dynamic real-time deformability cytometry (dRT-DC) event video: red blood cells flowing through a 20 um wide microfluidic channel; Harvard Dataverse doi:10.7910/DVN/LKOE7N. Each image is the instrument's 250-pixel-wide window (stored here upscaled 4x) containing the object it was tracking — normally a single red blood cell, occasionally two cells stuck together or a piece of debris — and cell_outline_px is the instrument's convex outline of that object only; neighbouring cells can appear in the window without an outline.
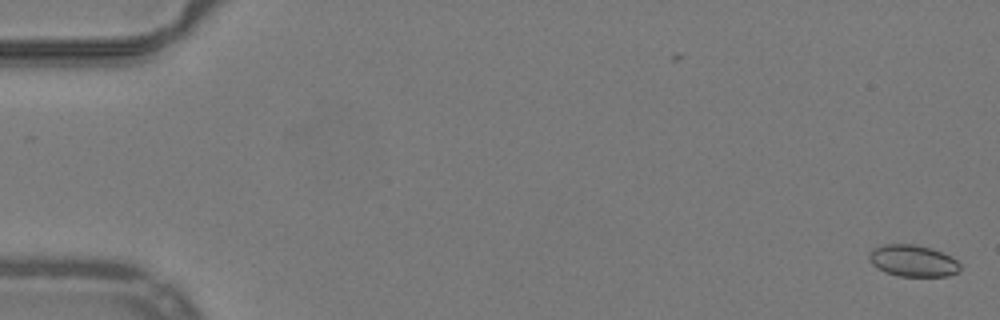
{"species": "common noctule bat (a hibernating species)", "species_latin": "Nyctalus noctula", "temperature_condition": "warm", "stored_images_in_passage": 14, "camera_frame_rate_fps": 3000, "um_per_image_px": 0.085, "animal": {"sex": "male", "body_mass_g": 19.2, "forearm_length_mm": 51.8}, "frame": {"image": 1, "passage_image": 1, "time_ms": 0.0, "image_size_px": [1000, 320], "cell_outline_px": [[960, 272], [948, 276], [900, 276], [884, 272], [872, 264], [868, 256], [868, 252], [872, 248], [884, 244], [912, 244], [932, 248], [952, 256], [960, 264]], "centroid_in_image_um": [77.6, 22.16], "position_along_channel_um": 7.4, "area_um2": 16.99}}
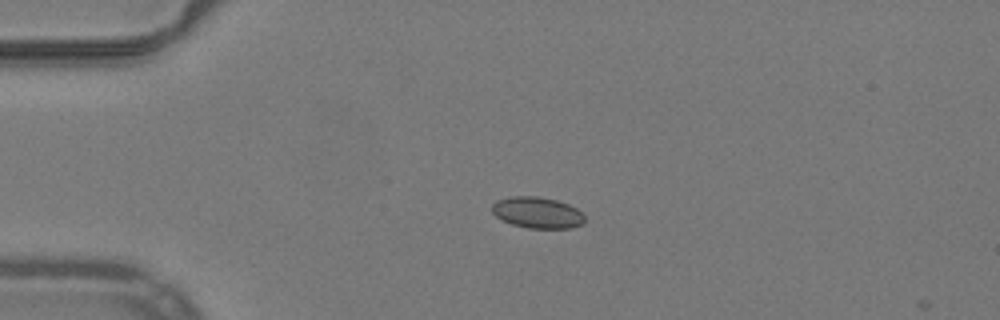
{"frame": {"image": 2, "passage_image": 13, "time_ms": 4.0, "image_size_px": [1000, 320], "cell_outline_px": [[584, 224], [572, 228], [528, 228], [512, 224], [496, 216], [492, 212], [492, 204], [496, 200], [508, 196], [536, 196], [556, 200], [568, 204], [576, 208], [584, 216]], "centroid_in_image_um": [45.67, 18.07], "position_along_channel_um": 39.3, "area_um2": 16.88}}